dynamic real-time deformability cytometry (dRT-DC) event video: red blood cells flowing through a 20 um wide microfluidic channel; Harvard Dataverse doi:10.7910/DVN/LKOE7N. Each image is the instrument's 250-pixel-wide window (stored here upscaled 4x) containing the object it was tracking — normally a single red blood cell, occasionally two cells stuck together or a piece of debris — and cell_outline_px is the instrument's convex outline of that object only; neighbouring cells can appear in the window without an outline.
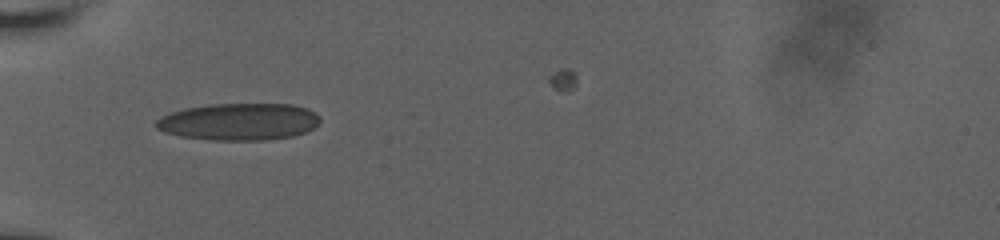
{"species": "human", "species_latin": "Homo sapiens", "temperature_condition": "room temperature", "stored_images_in_passage": 32, "camera_frame_rate_fps": 3000, "um_per_image_px": 0.085, "donor": {"sex": "male"}, "frame": {"image": 1, "passage_image": 1, "time_ms": 0.0, "image_size_px": [1000, 240], "cell_outline_px": [[320, 120], [312, 128], [304, 132], [292, 136], [264, 140], [212, 140], [180, 136], [164, 132], [156, 128], [156, 120], [160, 116], [184, 108], [208, 104], [292, 104], [308, 108], [316, 112], [320, 116]], "centroid_in_image_um": [20.3, 10.33], "position_along_channel_um": 64.7, "area_um2": 35.49}}
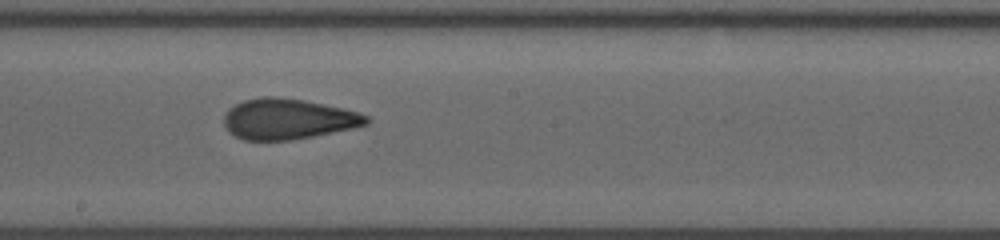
{"frame": {"image": 2, "passage_image": 14, "time_ms": 4.333, "image_size_px": [1000, 240], "cell_outline_px": [[372, 120], [368, 124], [352, 128], [312, 136], [288, 140], [244, 140], [228, 132], [224, 124], [224, 116], [228, 108], [244, 100], [264, 96], [276, 96], [304, 100], [344, 108], [368, 116]], "centroid_in_image_um": [24.47, 10.11], "position_along_channel_um": 223.7, "area_um2": 33.64}}
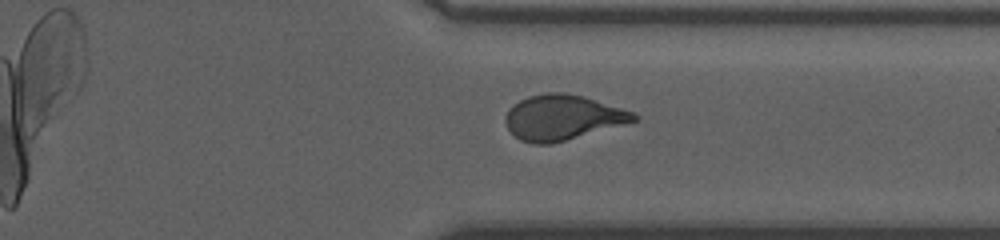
{"frame": {"image": 3, "passage_image": 25, "time_ms": 8.0, "image_size_px": [1000, 240], "cell_outline_px": [[640, 120], [552, 144], [532, 144], [520, 140], [508, 128], [504, 120], [504, 116], [508, 108], [512, 104], [528, 96], [548, 92], [564, 92], [584, 96], [632, 112], [640, 116]], "centroid_in_image_um": [47.8, 9.98], "position_along_channel_um": 363.6, "area_um2": 33.93}}